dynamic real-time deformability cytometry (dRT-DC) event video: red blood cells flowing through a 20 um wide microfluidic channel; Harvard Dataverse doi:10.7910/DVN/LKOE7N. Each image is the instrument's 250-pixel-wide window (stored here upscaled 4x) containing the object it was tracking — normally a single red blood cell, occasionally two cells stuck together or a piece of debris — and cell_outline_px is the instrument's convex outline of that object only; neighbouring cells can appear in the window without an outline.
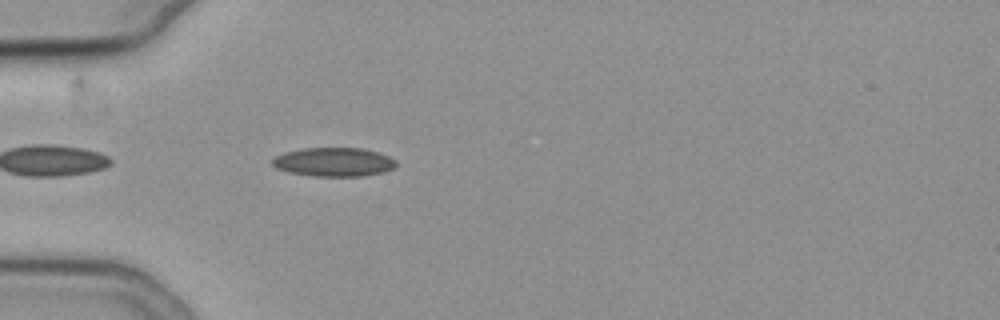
{"species": "common noctule bat (a hibernating species)", "species_latin": "Nyctalus noctula", "temperature_condition": "cold", "stored_images_in_passage": 41, "camera_frame_rate_fps": 3000, "um_per_image_px": 0.085, "animal": {"sex": "female", "body_mass_g": 19.3, "forearm_length_mm": 54.1}, "frame": {"image": 1, "passage_image": 3, "time_ms": 0.667, "image_size_px": [1000, 320], "cell_outline_px": [[396, 168], [384, 172], [364, 176], [312, 176], [288, 172], [276, 168], [272, 164], [272, 160], [276, 156], [288, 152], [304, 148], [360, 148], [376, 152], [388, 156], [396, 160]], "centroid_in_image_um": [28.4, 13.78], "position_along_channel_um": 56.6, "area_um2": 20.75}}
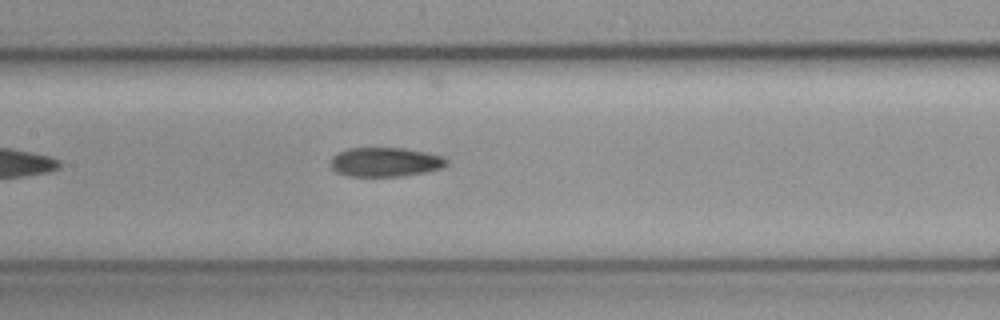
{"frame": {"image": 2, "passage_image": 13, "time_ms": 4.0, "image_size_px": [1000, 320], "cell_outline_px": [[448, 164], [440, 168], [424, 172], [404, 176], [348, 176], [336, 172], [332, 168], [332, 156], [348, 148], [404, 148], [424, 152], [440, 156], [448, 160]], "centroid_in_image_um": [32.74, 13.78], "position_along_channel_um": 174.7, "area_um2": 19.54}}
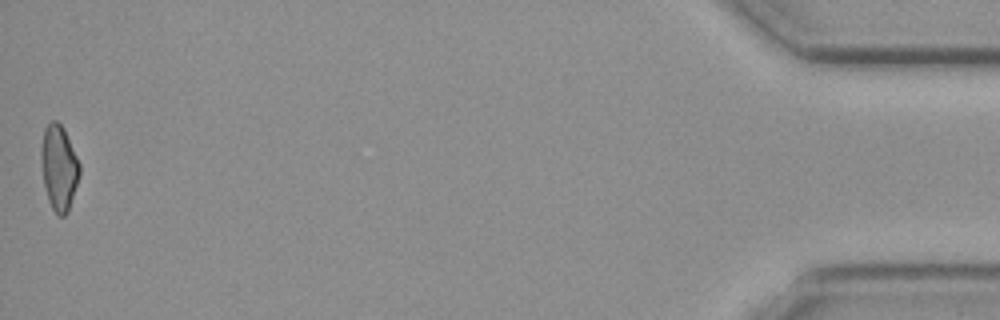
{"frame": {"image": 3, "passage_image": 41, "time_ms": 13.333, "image_size_px": [1000, 320], "cell_outline_px": [[80, 172], [68, 212], [64, 216], [56, 216], [48, 200], [44, 184], [40, 160], [40, 148], [44, 128], [52, 120], [56, 120], [64, 128], [80, 164]], "centroid_in_image_um": [4.99, 14.24], "position_along_channel_um": 430.2, "area_um2": 19.19}, "authors_computed_cell_mechanics": {"area_um2": 19.7676, "velocity_mm_per_s": 3.7802, "shape_relaxation_time_tau1_ms": null, "shape_relaxation_time_tau2_ms": 5.5861, "deformation_change_tau1": null, "deformation_change_tau2": 0.1173}}